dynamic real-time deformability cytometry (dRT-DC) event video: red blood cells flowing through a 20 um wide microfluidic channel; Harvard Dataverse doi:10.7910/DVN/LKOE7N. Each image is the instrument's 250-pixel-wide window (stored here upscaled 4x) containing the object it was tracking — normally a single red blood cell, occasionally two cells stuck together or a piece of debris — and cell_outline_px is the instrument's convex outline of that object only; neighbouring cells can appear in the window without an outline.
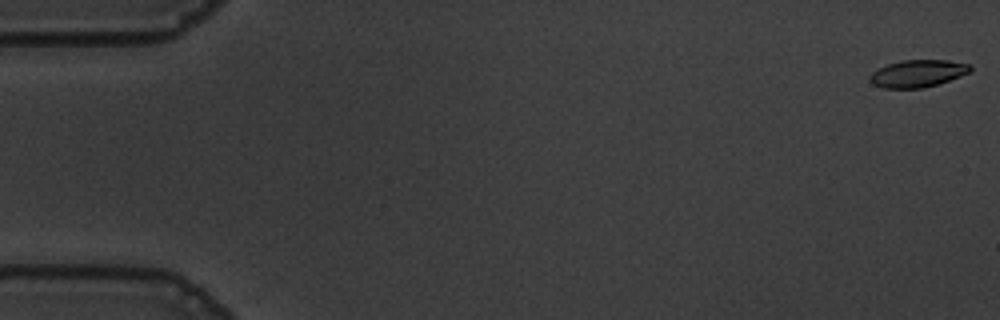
{"species": "common noctule bat (a hibernating species)", "species_latin": "Nyctalus noctula", "temperature_condition": "warm", "stored_images_in_passage": 56, "camera_frame_rate_fps": 3000, "um_per_image_px": 0.085, "animal": {"sex": "male", "body_mass_g": 19.5, "forearm_length_mm": 54.6}, "frame": {"image": 1, "passage_image": 1, "time_ms": 0.0, "image_size_px": [1000, 320], "cell_outline_px": [[972, 68], [968, 72], [960, 76], [924, 88], [884, 88], [872, 84], [868, 80], [868, 76], [872, 72], [888, 64], [900, 60], [948, 60], [972, 64]], "centroid_in_image_um": [77.98, 6.24], "position_along_channel_um": 7.0, "area_um2": 15.95}}
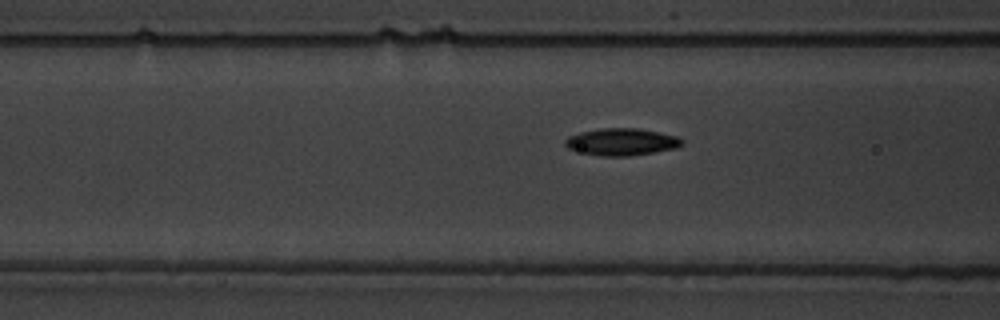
{"frame": {"image": 2, "passage_image": 22, "time_ms": 7.0, "image_size_px": [1000, 320], "cell_outline_px": [[684, 144], [676, 148], [656, 152], [628, 156], [600, 156], [568, 148], [564, 144], [564, 140], [568, 136], [580, 132], [600, 128], [640, 128], [676, 136], [684, 140]], "centroid_in_image_um": [52.85, 12.05], "position_along_channel_um": 113.7, "area_um2": 18.5}}
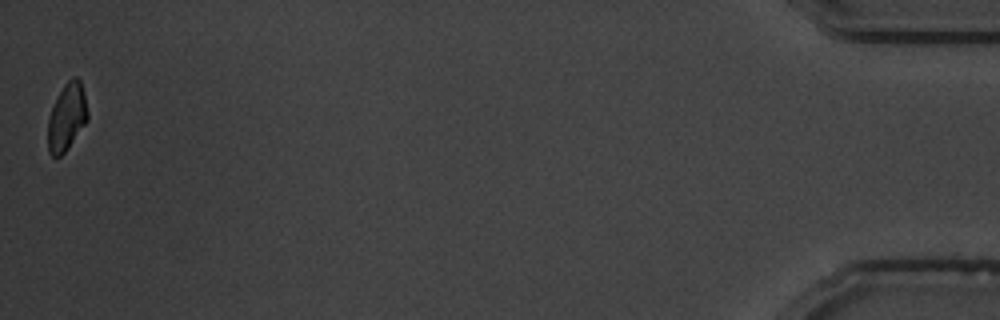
{"frame": {"image": 3, "passage_image": 56, "time_ms": 18.333, "image_size_px": [1000, 320], "cell_outline_px": [[88, 120], [68, 148], [60, 156], [52, 156], [48, 152], [48, 120], [52, 108], [64, 84], [72, 76], [76, 76], [80, 80], [84, 92], [88, 112]], "centroid_in_image_um": [5.69, 9.94], "position_along_channel_um": 429.5, "area_um2": 15.49}, "authors_computed_cell_mechanics": {"area_um2": 16.9932, "velocity_mm_per_s": 3.6131, "shape_relaxation_time_tau1_ms": 3.9076, "shape_relaxation_time_tau2_ms": 4.4808, "deformation_change_tau1": 0.124, "deformation_change_tau2": 0.0921}}